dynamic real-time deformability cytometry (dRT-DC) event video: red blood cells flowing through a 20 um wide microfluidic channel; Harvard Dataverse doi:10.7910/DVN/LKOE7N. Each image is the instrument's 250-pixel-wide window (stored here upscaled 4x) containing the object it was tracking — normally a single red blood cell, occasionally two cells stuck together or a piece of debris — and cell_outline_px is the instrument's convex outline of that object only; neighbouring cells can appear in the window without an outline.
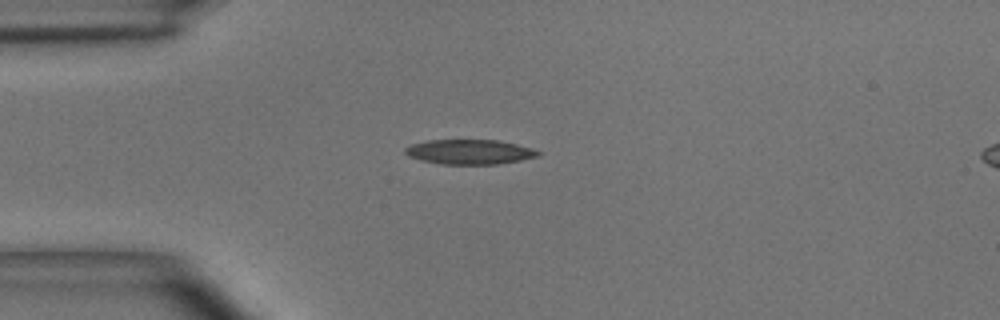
{"species": "common noctule bat (a hibernating species)", "species_latin": "Nyctalus noctula", "temperature_condition": "room temperature", "stored_images_in_passage": 5, "camera_frame_rate_fps": 3000, "um_per_image_px": 0.085, "animal": {"sex": "male", "body_mass_g": 15.6}, "frame": {"image": 1, "passage_image": 5, "time_ms": 1.333, "image_size_px": [1000, 320], "cell_outline_px": [[540, 156], [520, 160], [496, 164], [440, 164], [420, 160], [408, 156], [404, 152], [404, 148], [412, 144], [428, 140], [500, 140], [532, 148], [540, 152]], "centroid_in_image_um": [39.9, 12.91], "position_along_channel_um": 45.1, "area_um2": 19.19}}